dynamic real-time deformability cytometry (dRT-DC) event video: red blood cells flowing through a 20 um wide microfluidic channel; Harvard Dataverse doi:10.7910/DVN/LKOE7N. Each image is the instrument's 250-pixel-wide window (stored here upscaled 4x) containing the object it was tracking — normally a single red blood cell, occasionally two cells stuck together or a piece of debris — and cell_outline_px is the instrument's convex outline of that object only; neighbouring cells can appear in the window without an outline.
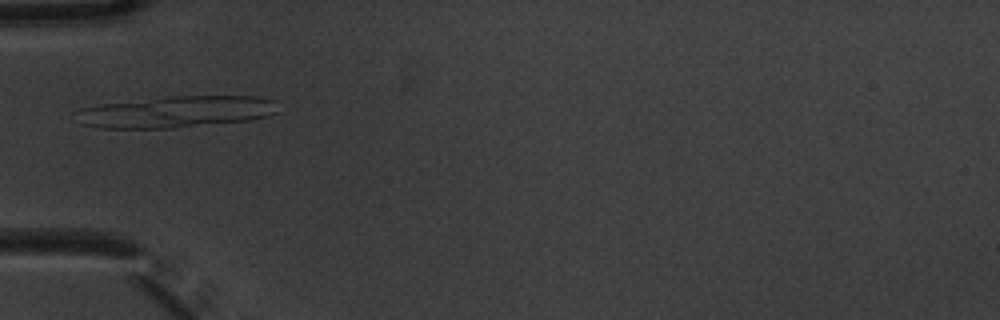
{"species": "common noctule bat (a hibernating species)", "species_latin": "Nyctalus noctula", "temperature_condition": "warm", "stored_images_in_passage": 5, "camera_frame_rate_fps": 3000, "um_per_image_px": 0.085, "animal": {"sex": "male", "body_mass_g": 20.1, "forearm_length_mm": 53.5}, "frame": {"image": 1, "passage_image": 5, "time_ms": 1.333, "image_size_px": [1000, 320], "cell_outline_px": [[276, 112], [268, 116], [252, 120], [176, 128], [96, 128], [80, 124], [72, 112], [80, 108], [100, 104], [172, 96], [260, 96], [276, 100]], "centroid_in_image_um": [14.94, 9.51], "position_along_channel_um": 70.1, "area_um2": 37.63}}